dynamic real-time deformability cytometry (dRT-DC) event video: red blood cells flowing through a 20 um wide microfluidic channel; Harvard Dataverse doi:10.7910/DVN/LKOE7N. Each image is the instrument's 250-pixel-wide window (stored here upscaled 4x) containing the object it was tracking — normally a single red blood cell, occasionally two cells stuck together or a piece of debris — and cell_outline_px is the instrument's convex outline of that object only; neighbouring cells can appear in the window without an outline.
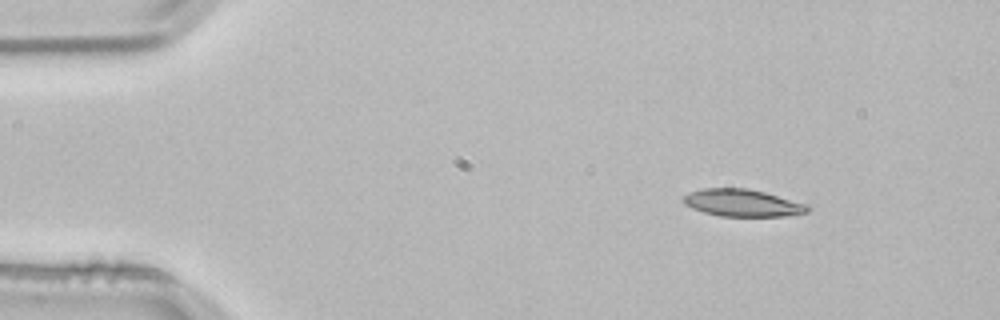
{"species": "common noctule bat (a hibernating species)", "species_latin": "Nyctalus noctula", "temperature_condition": "room temperature", "stored_images_in_passage": 3, "camera_frame_rate_fps": 3000, "um_per_image_px": 0.085, "animal": {"sex": "male", "body_mass_g": 21.5, "forearm_length_mm": 52.0}, "frame": {"image": 1, "passage_image": 1, "time_ms": 0.0, "image_size_px": [1000, 320], "cell_outline_px": [[812, 208], [808, 212], [784, 216], [720, 216], [704, 212], [692, 208], [684, 204], [680, 200], [684, 196], [692, 192], [704, 188], [748, 188], [764, 192], [808, 204]], "centroid_in_image_um": [63.12, 17.25], "position_along_channel_um": 21.9, "area_um2": 19.71}}
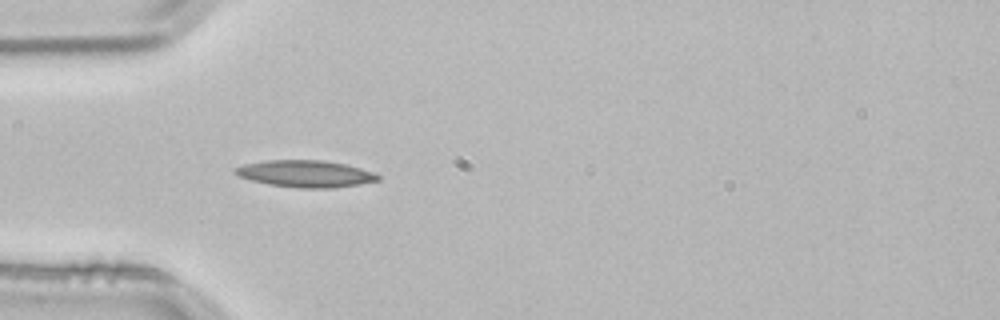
{"frame": {"image": 2, "passage_image": 3, "time_ms": 0.667, "image_size_px": [1000, 320], "cell_outline_px": [[380, 180], [360, 184], [332, 188], [300, 188], [268, 184], [252, 180], [240, 176], [232, 172], [232, 168], [244, 164], [264, 160], [324, 160], [344, 164], [360, 168], [372, 172], [380, 176]], "centroid_in_image_um": [25.94, 14.76], "position_along_channel_um": 59.1, "area_um2": 22.37}}